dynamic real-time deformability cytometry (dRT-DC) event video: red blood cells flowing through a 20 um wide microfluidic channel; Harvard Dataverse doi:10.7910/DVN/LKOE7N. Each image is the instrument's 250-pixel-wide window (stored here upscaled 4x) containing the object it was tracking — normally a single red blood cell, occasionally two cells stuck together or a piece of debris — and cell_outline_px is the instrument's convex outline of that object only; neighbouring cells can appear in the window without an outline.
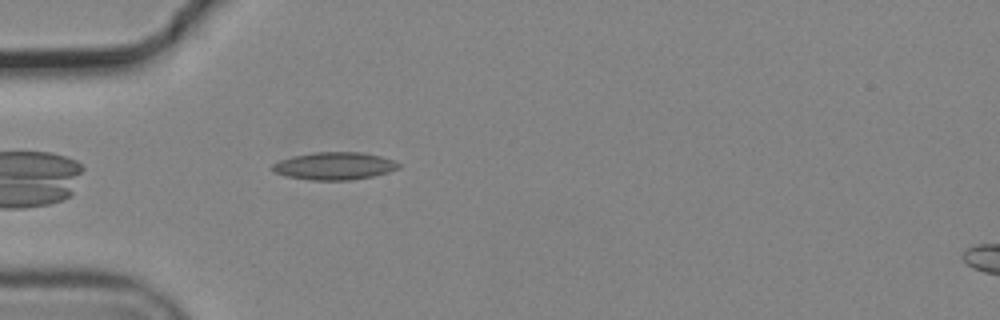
{"species": "common noctule bat (a hibernating species)", "species_latin": "Nyctalus noctula", "temperature_condition": "cold", "stored_images_in_passage": 33, "camera_frame_rate_fps": 3000, "um_per_image_px": 0.085, "animal": {"sex": "male", "body_mass_g": 19.2, "forearm_length_mm": 51.8}, "frame": {"image": 1, "passage_image": 1, "time_ms": 0.0, "image_size_px": [1000, 320], "cell_outline_px": [[400, 168], [388, 172], [372, 176], [348, 180], [312, 180], [288, 176], [276, 172], [272, 168], [272, 164], [280, 160], [292, 156], [312, 152], [360, 152], [380, 156], [396, 160], [400, 164]], "centroid_in_image_um": [28.46, 14.09], "position_along_channel_um": 56.5, "area_um2": 20.17}}
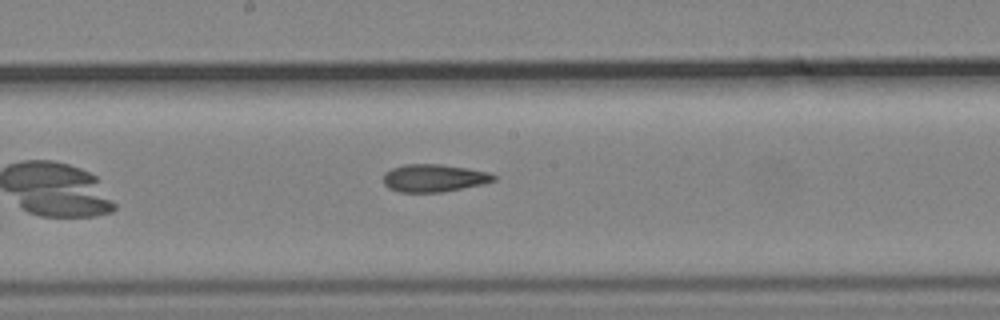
{"frame": {"image": 2, "passage_image": 14, "time_ms": 4.333, "image_size_px": [1000, 320], "cell_outline_px": [[496, 180], [484, 184], [440, 192], [400, 192], [388, 188], [384, 184], [384, 172], [392, 168], [404, 164], [440, 164], [468, 168], [488, 172], [496, 176]], "centroid_in_image_um": [36.88, 15.13], "position_along_channel_um": 211.3, "area_um2": 17.8}}
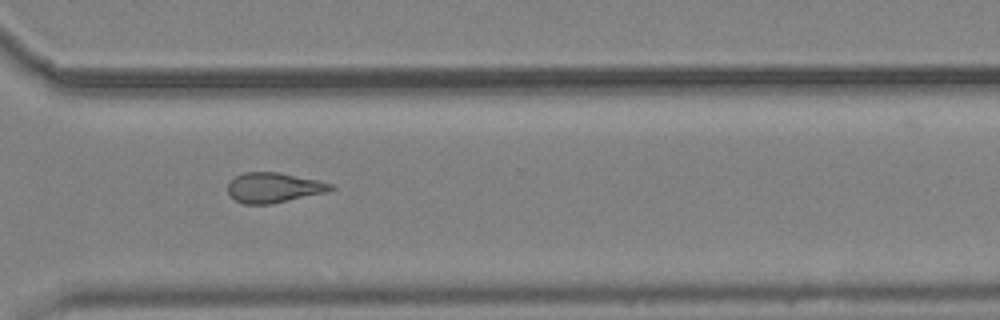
{"frame": {"image": 3, "passage_image": 25, "time_ms": 8.0, "image_size_px": [1000, 320], "cell_outline_px": [[336, 188], [328, 192], [272, 204], [244, 204], [236, 200], [228, 192], [228, 184], [236, 176], [244, 172], [276, 172], [320, 180], [336, 184]], "centroid_in_image_um": [23.34, 15.95], "position_along_channel_um": 347.3, "area_um2": 18.15}, "authors_computed_cell_mechanics": {"area_um2": 18.2648, "velocity_mm_per_s": 3.7208, "shape_relaxation_time_tau1_ms": null, "shape_relaxation_time_tau2_ms": 5.9551, "deformation_change_tau1": null, "deformation_change_tau2": 0.1531}}